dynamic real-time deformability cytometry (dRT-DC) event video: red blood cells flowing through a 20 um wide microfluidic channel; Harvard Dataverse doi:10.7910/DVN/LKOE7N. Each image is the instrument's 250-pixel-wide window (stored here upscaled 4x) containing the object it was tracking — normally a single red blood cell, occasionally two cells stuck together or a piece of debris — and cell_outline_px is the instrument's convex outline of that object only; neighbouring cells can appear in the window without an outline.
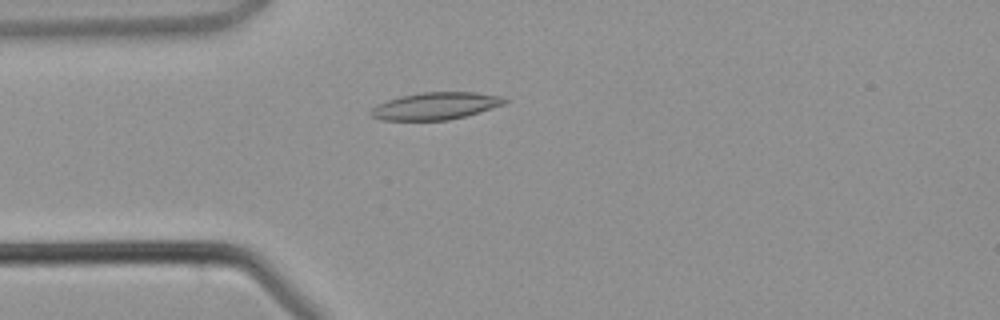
{"species": "common noctule bat (a hibernating species)", "species_latin": "Nyctalus noctula", "temperature_condition": "warm", "stored_images_in_passage": 2, "camera_frame_rate_fps": 3000, "um_per_image_px": 0.085, "animal": {"sex": "male", "body_mass_g": 21.5, "forearm_length_mm": 52.0}, "frame": {"image": 1, "passage_image": 2, "time_ms": 2.333, "image_size_px": [1000, 320], "cell_outline_px": [[508, 100], [504, 104], [464, 116], [448, 120], [380, 120], [372, 116], [368, 112], [376, 104], [400, 96], [424, 92], [476, 92], [500, 96]], "centroid_in_image_um": [36.97, 9.0], "position_along_channel_um": 48.0, "area_um2": 21.04}}